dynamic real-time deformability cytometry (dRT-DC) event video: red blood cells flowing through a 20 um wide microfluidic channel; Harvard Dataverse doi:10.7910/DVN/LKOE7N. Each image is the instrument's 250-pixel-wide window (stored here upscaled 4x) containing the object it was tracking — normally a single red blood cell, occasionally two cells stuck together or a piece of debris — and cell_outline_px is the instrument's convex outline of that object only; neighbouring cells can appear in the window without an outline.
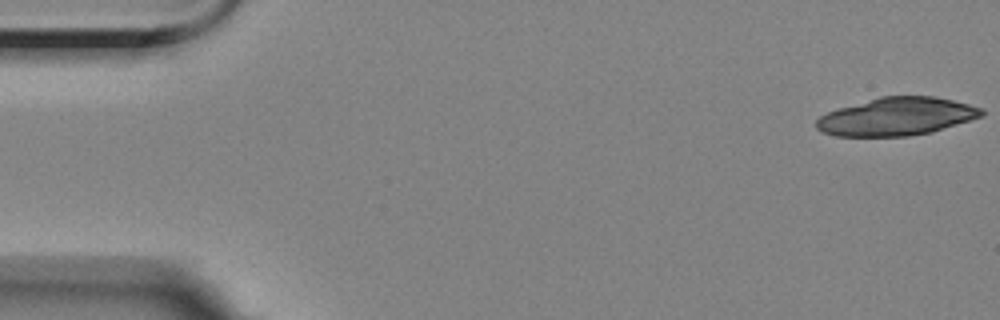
{"species": "Egyptian fruit bat (a non-hibernating species)", "species_latin": "Rousettus aegyptiacus", "temperature_condition": "room temperature", "stored_images_in_passage": 42, "camera_frame_rate_fps": 3000, "um_per_image_px": 0.085, "animal": {"sex": "female"}, "frame": {"image": 1, "passage_image": 1, "time_ms": 0.0, "image_size_px": [1000, 320], "cell_outline_px": [[984, 116], [932, 132], [908, 136], [836, 136], [820, 132], [816, 128], [816, 120], [820, 116], [828, 112], [840, 108], [880, 96], [932, 96], [952, 100], [984, 108]], "centroid_in_image_um": [76.23, 9.91], "position_along_channel_um": 8.8, "area_um2": 36.53}}